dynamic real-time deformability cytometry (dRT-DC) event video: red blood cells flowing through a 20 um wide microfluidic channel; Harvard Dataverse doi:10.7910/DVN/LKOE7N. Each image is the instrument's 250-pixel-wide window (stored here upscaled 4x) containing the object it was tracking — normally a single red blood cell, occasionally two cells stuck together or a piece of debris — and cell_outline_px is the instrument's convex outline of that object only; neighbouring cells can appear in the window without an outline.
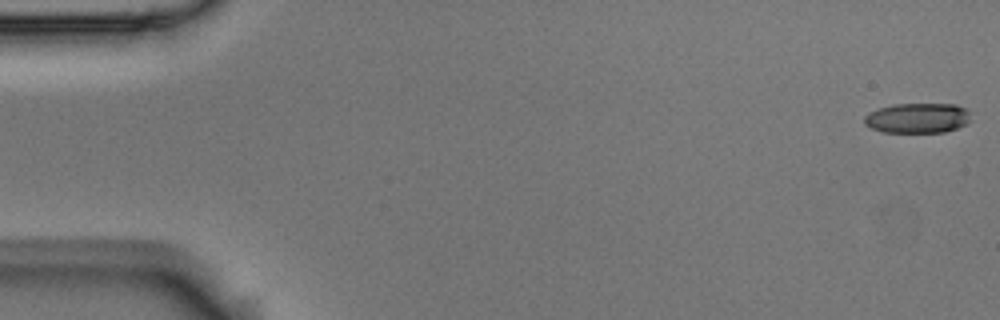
{"species": "Egyptian fruit bat (a non-hibernating species)", "species_latin": "Rousettus aegyptiacus", "temperature_condition": "room temperature", "stored_images_in_passage": 5, "camera_frame_rate_fps": 3000, "um_per_image_px": 0.085, "animal": {"sex": "male"}, "frame": {"image": 1, "passage_image": 1, "time_ms": 0.0, "image_size_px": [1000, 320], "cell_outline_px": [[968, 124], [944, 132], [880, 132], [864, 124], [864, 116], [868, 112], [892, 104], [956, 104], [968, 108]], "centroid_in_image_um": [77.97, 10.03], "position_along_channel_um": 7.0, "area_um2": 18.73}}
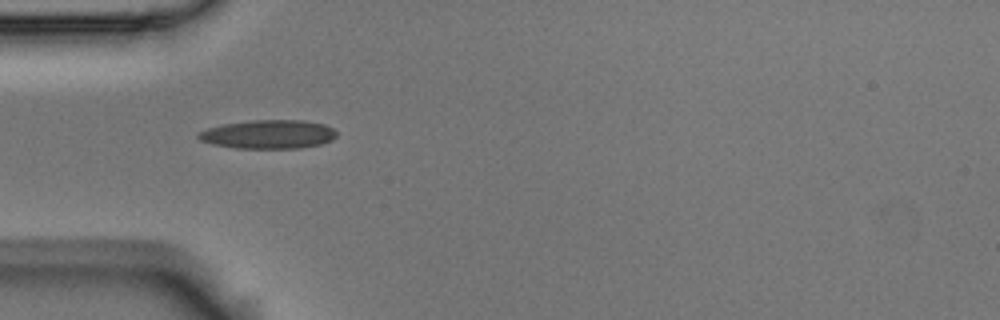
{"frame": {"image": 2, "passage_image": 5, "time_ms": 1.333, "image_size_px": [1000, 320], "cell_outline_px": [[336, 136], [332, 140], [320, 144], [300, 148], [236, 148], [212, 144], [200, 140], [196, 136], [196, 132], [208, 128], [224, 124], [252, 120], [300, 120], [324, 124], [332, 128], [336, 132]], "centroid_in_image_um": [22.79, 11.41], "position_along_channel_um": 62.2, "area_um2": 23.12}}